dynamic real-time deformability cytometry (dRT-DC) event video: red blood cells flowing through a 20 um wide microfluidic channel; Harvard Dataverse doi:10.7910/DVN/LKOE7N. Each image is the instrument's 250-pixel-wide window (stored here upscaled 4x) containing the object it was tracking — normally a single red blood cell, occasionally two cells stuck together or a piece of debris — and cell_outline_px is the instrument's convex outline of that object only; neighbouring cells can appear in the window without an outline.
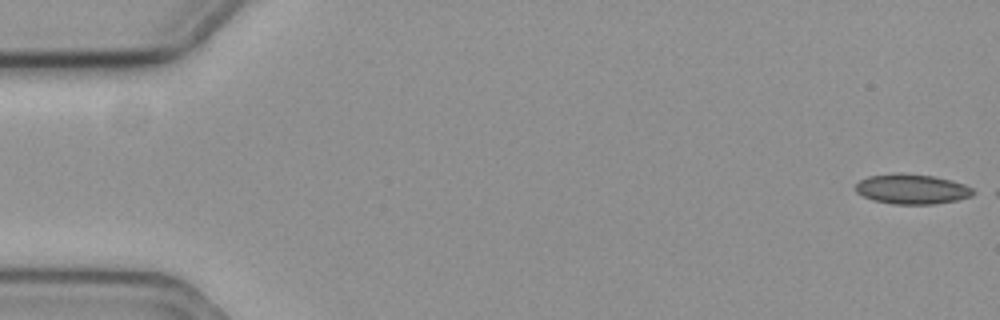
{"species": "common noctule bat (a hibernating species)", "species_latin": "Nyctalus noctula", "temperature_condition": "cold", "stored_images_in_passage": 8, "camera_frame_rate_fps": 3000, "um_per_image_px": 0.085, "animal": {"sex": "female", "body_mass_g": 19.3, "forearm_length_mm": 54.1}, "frame": {"image": 1, "passage_image": 1, "time_ms": 0.0, "image_size_px": [1000, 320], "cell_outline_px": [[980, 192], [972, 196], [956, 200], [932, 204], [892, 204], [872, 200], [856, 192], [856, 184], [860, 180], [868, 176], [896, 172], [900, 172], [932, 176], [952, 180], [964, 184]], "centroid_in_image_um": [77.54, 16.06], "position_along_channel_um": 7.5, "area_um2": 20.75}}